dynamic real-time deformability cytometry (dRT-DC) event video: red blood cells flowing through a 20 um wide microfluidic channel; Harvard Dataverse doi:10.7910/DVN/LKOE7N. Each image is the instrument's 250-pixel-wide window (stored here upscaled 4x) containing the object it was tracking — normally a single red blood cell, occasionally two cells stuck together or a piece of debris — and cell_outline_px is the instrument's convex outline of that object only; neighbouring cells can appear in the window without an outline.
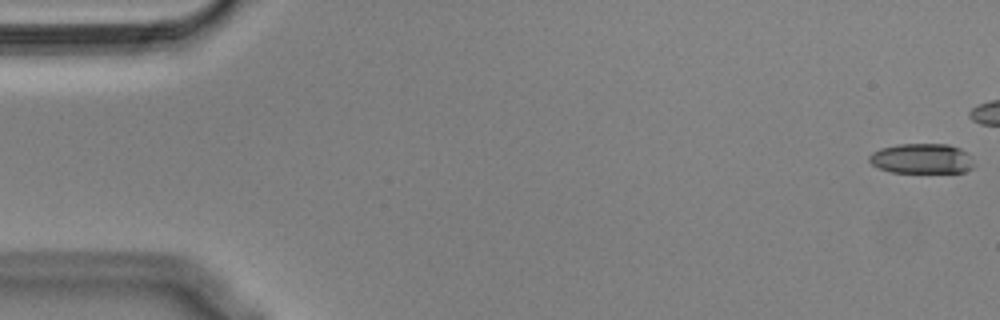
{"species": "Egyptian fruit bat (a non-hibernating species)", "species_latin": "Rousettus aegyptiacus", "temperature_condition": "cold", "stored_images_in_passage": 8, "camera_frame_rate_fps": 3000, "um_per_image_px": 0.085, "animal": {"sex": "male"}, "frame": {"image": 1, "passage_image": 1, "time_ms": 0.0, "image_size_px": [1000, 320], "cell_outline_px": [[972, 168], [964, 172], [892, 172], [880, 168], [872, 164], [868, 160], [868, 156], [872, 152], [880, 148], [896, 144], [948, 144], [960, 148], [968, 152], [972, 164]], "centroid_in_image_um": [78.32, 13.47], "position_along_channel_um": 6.7, "area_um2": 18.32}}